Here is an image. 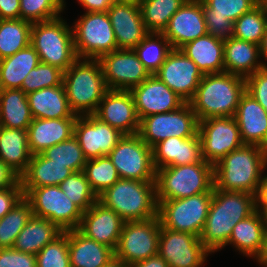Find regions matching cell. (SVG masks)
<instances>
[{
    "label": "cell",
    "instance_id": "16",
    "mask_svg": "<svg viewBox=\"0 0 267 267\" xmlns=\"http://www.w3.org/2000/svg\"><path fill=\"white\" fill-rule=\"evenodd\" d=\"M98 60L111 90H131L150 76L133 49H116Z\"/></svg>",
    "mask_w": 267,
    "mask_h": 267
},
{
    "label": "cell",
    "instance_id": "23",
    "mask_svg": "<svg viewBox=\"0 0 267 267\" xmlns=\"http://www.w3.org/2000/svg\"><path fill=\"white\" fill-rule=\"evenodd\" d=\"M124 222L115 211L97 201L83 212L78 230L86 237L115 251Z\"/></svg>",
    "mask_w": 267,
    "mask_h": 267
},
{
    "label": "cell",
    "instance_id": "37",
    "mask_svg": "<svg viewBox=\"0 0 267 267\" xmlns=\"http://www.w3.org/2000/svg\"><path fill=\"white\" fill-rule=\"evenodd\" d=\"M33 120L27 94L21 89H0V126L27 130Z\"/></svg>",
    "mask_w": 267,
    "mask_h": 267
},
{
    "label": "cell",
    "instance_id": "6",
    "mask_svg": "<svg viewBox=\"0 0 267 267\" xmlns=\"http://www.w3.org/2000/svg\"><path fill=\"white\" fill-rule=\"evenodd\" d=\"M156 199L174 200L213 192V165L198 162L156 170Z\"/></svg>",
    "mask_w": 267,
    "mask_h": 267
},
{
    "label": "cell",
    "instance_id": "35",
    "mask_svg": "<svg viewBox=\"0 0 267 267\" xmlns=\"http://www.w3.org/2000/svg\"><path fill=\"white\" fill-rule=\"evenodd\" d=\"M31 156L27 130L0 126V160L21 176Z\"/></svg>",
    "mask_w": 267,
    "mask_h": 267
},
{
    "label": "cell",
    "instance_id": "29",
    "mask_svg": "<svg viewBox=\"0 0 267 267\" xmlns=\"http://www.w3.org/2000/svg\"><path fill=\"white\" fill-rule=\"evenodd\" d=\"M223 54L224 72L244 78L267 66L264 60H260L259 45L235 37L224 41Z\"/></svg>",
    "mask_w": 267,
    "mask_h": 267
},
{
    "label": "cell",
    "instance_id": "26",
    "mask_svg": "<svg viewBox=\"0 0 267 267\" xmlns=\"http://www.w3.org/2000/svg\"><path fill=\"white\" fill-rule=\"evenodd\" d=\"M234 119L244 144L267 149V111L247 92L240 98Z\"/></svg>",
    "mask_w": 267,
    "mask_h": 267
},
{
    "label": "cell",
    "instance_id": "45",
    "mask_svg": "<svg viewBox=\"0 0 267 267\" xmlns=\"http://www.w3.org/2000/svg\"><path fill=\"white\" fill-rule=\"evenodd\" d=\"M66 197L75 203L83 212L87 211L98 196L91 189L83 171L73 172L60 185Z\"/></svg>",
    "mask_w": 267,
    "mask_h": 267
},
{
    "label": "cell",
    "instance_id": "50",
    "mask_svg": "<svg viewBox=\"0 0 267 267\" xmlns=\"http://www.w3.org/2000/svg\"><path fill=\"white\" fill-rule=\"evenodd\" d=\"M0 267H37L36 255L13 248H0Z\"/></svg>",
    "mask_w": 267,
    "mask_h": 267
},
{
    "label": "cell",
    "instance_id": "17",
    "mask_svg": "<svg viewBox=\"0 0 267 267\" xmlns=\"http://www.w3.org/2000/svg\"><path fill=\"white\" fill-rule=\"evenodd\" d=\"M186 103L193 98L203 74L181 49H172L154 74Z\"/></svg>",
    "mask_w": 267,
    "mask_h": 267
},
{
    "label": "cell",
    "instance_id": "21",
    "mask_svg": "<svg viewBox=\"0 0 267 267\" xmlns=\"http://www.w3.org/2000/svg\"><path fill=\"white\" fill-rule=\"evenodd\" d=\"M207 34L201 0H186L170 18L163 35L172 49H180L186 43Z\"/></svg>",
    "mask_w": 267,
    "mask_h": 267
},
{
    "label": "cell",
    "instance_id": "15",
    "mask_svg": "<svg viewBox=\"0 0 267 267\" xmlns=\"http://www.w3.org/2000/svg\"><path fill=\"white\" fill-rule=\"evenodd\" d=\"M158 254L169 267H203L209 254L200 237L165 228L161 224Z\"/></svg>",
    "mask_w": 267,
    "mask_h": 267
},
{
    "label": "cell",
    "instance_id": "36",
    "mask_svg": "<svg viewBox=\"0 0 267 267\" xmlns=\"http://www.w3.org/2000/svg\"><path fill=\"white\" fill-rule=\"evenodd\" d=\"M39 63V55L31 44L0 59V89H21L23 80Z\"/></svg>",
    "mask_w": 267,
    "mask_h": 267
},
{
    "label": "cell",
    "instance_id": "47",
    "mask_svg": "<svg viewBox=\"0 0 267 267\" xmlns=\"http://www.w3.org/2000/svg\"><path fill=\"white\" fill-rule=\"evenodd\" d=\"M63 74L60 68L40 62L23 80L21 90L29 94L42 88L60 86L63 84Z\"/></svg>",
    "mask_w": 267,
    "mask_h": 267
},
{
    "label": "cell",
    "instance_id": "54",
    "mask_svg": "<svg viewBox=\"0 0 267 267\" xmlns=\"http://www.w3.org/2000/svg\"><path fill=\"white\" fill-rule=\"evenodd\" d=\"M254 196L255 210L262 214L267 209V175H262Z\"/></svg>",
    "mask_w": 267,
    "mask_h": 267
},
{
    "label": "cell",
    "instance_id": "12",
    "mask_svg": "<svg viewBox=\"0 0 267 267\" xmlns=\"http://www.w3.org/2000/svg\"><path fill=\"white\" fill-rule=\"evenodd\" d=\"M108 157L121 179L155 181L153 149L138 134L124 135Z\"/></svg>",
    "mask_w": 267,
    "mask_h": 267
},
{
    "label": "cell",
    "instance_id": "8",
    "mask_svg": "<svg viewBox=\"0 0 267 267\" xmlns=\"http://www.w3.org/2000/svg\"><path fill=\"white\" fill-rule=\"evenodd\" d=\"M73 24L74 47L78 58L99 59L117 49L107 12H85Z\"/></svg>",
    "mask_w": 267,
    "mask_h": 267
},
{
    "label": "cell",
    "instance_id": "28",
    "mask_svg": "<svg viewBox=\"0 0 267 267\" xmlns=\"http://www.w3.org/2000/svg\"><path fill=\"white\" fill-rule=\"evenodd\" d=\"M71 267H103L115 258V251L83 235L78 229L68 230Z\"/></svg>",
    "mask_w": 267,
    "mask_h": 267
},
{
    "label": "cell",
    "instance_id": "49",
    "mask_svg": "<svg viewBox=\"0 0 267 267\" xmlns=\"http://www.w3.org/2000/svg\"><path fill=\"white\" fill-rule=\"evenodd\" d=\"M246 92L267 111V66L245 78Z\"/></svg>",
    "mask_w": 267,
    "mask_h": 267
},
{
    "label": "cell",
    "instance_id": "14",
    "mask_svg": "<svg viewBox=\"0 0 267 267\" xmlns=\"http://www.w3.org/2000/svg\"><path fill=\"white\" fill-rule=\"evenodd\" d=\"M198 135L203 160L213 166L244 145L234 117H211L199 121Z\"/></svg>",
    "mask_w": 267,
    "mask_h": 267
},
{
    "label": "cell",
    "instance_id": "51",
    "mask_svg": "<svg viewBox=\"0 0 267 267\" xmlns=\"http://www.w3.org/2000/svg\"><path fill=\"white\" fill-rule=\"evenodd\" d=\"M24 197L21 182L15 186L0 190V219L3 218Z\"/></svg>",
    "mask_w": 267,
    "mask_h": 267
},
{
    "label": "cell",
    "instance_id": "7",
    "mask_svg": "<svg viewBox=\"0 0 267 267\" xmlns=\"http://www.w3.org/2000/svg\"><path fill=\"white\" fill-rule=\"evenodd\" d=\"M30 44L40 62L66 71L77 59L72 26L61 16L49 21L32 23Z\"/></svg>",
    "mask_w": 267,
    "mask_h": 267
},
{
    "label": "cell",
    "instance_id": "31",
    "mask_svg": "<svg viewBox=\"0 0 267 267\" xmlns=\"http://www.w3.org/2000/svg\"><path fill=\"white\" fill-rule=\"evenodd\" d=\"M265 229L262 214L255 211L233 227L226 246L232 245L243 256L257 259L263 247Z\"/></svg>",
    "mask_w": 267,
    "mask_h": 267
},
{
    "label": "cell",
    "instance_id": "19",
    "mask_svg": "<svg viewBox=\"0 0 267 267\" xmlns=\"http://www.w3.org/2000/svg\"><path fill=\"white\" fill-rule=\"evenodd\" d=\"M94 115L124 135L138 134L140 119L130 90L109 89Z\"/></svg>",
    "mask_w": 267,
    "mask_h": 267
},
{
    "label": "cell",
    "instance_id": "59",
    "mask_svg": "<svg viewBox=\"0 0 267 267\" xmlns=\"http://www.w3.org/2000/svg\"><path fill=\"white\" fill-rule=\"evenodd\" d=\"M103 267H129V265L125 264L123 261L113 258L107 265Z\"/></svg>",
    "mask_w": 267,
    "mask_h": 267
},
{
    "label": "cell",
    "instance_id": "9",
    "mask_svg": "<svg viewBox=\"0 0 267 267\" xmlns=\"http://www.w3.org/2000/svg\"><path fill=\"white\" fill-rule=\"evenodd\" d=\"M33 216L48 219L63 232L78 229L83 211L66 197L60 186L22 188Z\"/></svg>",
    "mask_w": 267,
    "mask_h": 267
},
{
    "label": "cell",
    "instance_id": "42",
    "mask_svg": "<svg viewBox=\"0 0 267 267\" xmlns=\"http://www.w3.org/2000/svg\"><path fill=\"white\" fill-rule=\"evenodd\" d=\"M266 29L267 12L257 4L234 22L233 37L260 46Z\"/></svg>",
    "mask_w": 267,
    "mask_h": 267
},
{
    "label": "cell",
    "instance_id": "33",
    "mask_svg": "<svg viewBox=\"0 0 267 267\" xmlns=\"http://www.w3.org/2000/svg\"><path fill=\"white\" fill-rule=\"evenodd\" d=\"M73 171L67 166L52 163L41 153L31 156L27 170L20 176L22 188L60 185Z\"/></svg>",
    "mask_w": 267,
    "mask_h": 267
},
{
    "label": "cell",
    "instance_id": "41",
    "mask_svg": "<svg viewBox=\"0 0 267 267\" xmlns=\"http://www.w3.org/2000/svg\"><path fill=\"white\" fill-rule=\"evenodd\" d=\"M33 216L30 202L23 197L0 219V248H12L17 235Z\"/></svg>",
    "mask_w": 267,
    "mask_h": 267
},
{
    "label": "cell",
    "instance_id": "24",
    "mask_svg": "<svg viewBox=\"0 0 267 267\" xmlns=\"http://www.w3.org/2000/svg\"><path fill=\"white\" fill-rule=\"evenodd\" d=\"M117 42V49H134L149 33L139 3L112 4L107 10Z\"/></svg>",
    "mask_w": 267,
    "mask_h": 267
},
{
    "label": "cell",
    "instance_id": "2",
    "mask_svg": "<svg viewBox=\"0 0 267 267\" xmlns=\"http://www.w3.org/2000/svg\"><path fill=\"white\" fill-rule=\"evenodd\" d=\"M266 168L267 149L244 144L213 166L214 188L255 195Z\"/></svg>",
    "mask_w": 267,
    "mask_h": 267
},
{
    "label": "cell",
    "instance_id": "55",
    "mask_svg": "<svg viewBox=\"0 0 267 267\" xmlns=\"http://www.w3.org/2000/svg\"><path fill=\"white\" fill-rule=\"evenodd\" d=\"M86 12H107L112 5L111 0H77Z\"/></svg>",
    "mask_w": 267,
    "mask_h": 267
},
{
    "label": "cell",
    "instance_id": "3",
    "mask_svg": "<svg viewBox=\"0 0 267 267\" xmlns=\"http://www.w3.org/2000/svg\"><path fill=\"white\" fill-rule=\"evenodd\" d=\"M245 92L244 77L227 72L204 74L189 104L198 121L211 117H234Z\"/></svg>",
    "mask_w": 267,
    "mask_h": 267
},
{
    "label": "cell",
    "instance_id": "58",
    "mask_svg": "<svg viewBox=\"0 0 267 267\" xmlns=\"http://www.w3.org/2000/svg\"><path fill=\"white\" fill-rule=\"evenodd\" d=\"M260 48V57H262L265 62L267 61V29L265 35L263 36L262 42L259 46Z\"/></svg>",
    "mask_w": 267,
    "mask_h": 267
},
{
    "label": "cell",
    "instance_id": "38",
    "mask_svg": "<svg viewBox=\"0 0 267 267\" xmlns=\"http://www.w3.org/2000/svg\"><path fill=\"white\" fill-rule=\"evenodd\" d=\"M186 0H139V7L148 32L163 33L170 18Z\"/></svg>",
    "mask_w": 267,
    "mask_h": 267
},
{
    "label": "cell",
    "instance_id": "20",
    "mask_svg": "<svg viewBox=\"0 0 267 267\" xmlns=\"http://www.w3.org/2000/svg\"><path fill=\"white\" fill-rule=\"evenodd\" d=\"M130 92L133 95L139 119L179 109L185 103L155 75H150Z\"/></svg>",
    "mask_w": 267,
    "mask_h": 267
},
{
    "label": "cell",
    "instance_id": "52",
    "mask_svg": "<svg viewBox=\"0 0 267 267\" xmlns=\"http://www.w3.org/2000/svg\"><path fill=\"white\" fill-rule=\"evenodd\" d=\"M20 183V175L0 160V190L15 187Z\"/></svg>",
    "mask_w": 267,
    "mask_h": 267
},
{
    "label": "cell",
    "instance_id": "48",
    "mask_svg": "<svg viewBox=\"0 0 267 267\" xmlns=\"http://www.w3.org/2000/svg\"><path fill=\"white\" fill-rule=\"evenodd\" d=\"M37 267H71L68 246V231H64L36 254Z\"/></svg>",
    "mask_w": 267,
    "mask_h": 267
},
{
    "label": "cell",
    "instance_id": "62",
    "mask_svg": "<svg viewBox=\"0 0 267 267\" xmlns=\"http://www.w3.org/2000/svg\"><path fill=\"white\" fill-rule=\"evenodd\" d=\"M265 227L267 228V209L262 213Z\"/></svg>",
    "mask_w": 267,
    "mask_h": 267
},
{
    "label": "cell",
    "instance_id": "44",
    "mask_svg": "<svg viewBox=\"0 0 267 267\" xmlns=\"http://www.w3.org/2000/svg\"><path fill=\"white\" fill-rule=\"evenodd\" d=\"M41 154L45 158L52 160V163L63 164L73 172L83 171L87 162L83 150L74 135L66 141L45 149Z\"/></svg>",
    "mask_w": 267,
    "mask_h": 267
},
{
    "label": "cell",
    "instance_id": "39",
    "mask_svg": "<svg viewBox=\"0 0 267 267\" xmlns=\"http://www.w3.org/2000/svg\"><path fill=\"white\" fill-rule=\"evenodd\" d=\"M32 23L22 19L0 20V59L14 55L30 44Z\"/></svg>",
    "mask_w": 267,
    "mask_h": 267
},
{
    "label": "cell",
    "instance_id": "30",
    "mask_svg": "<svg viewBox=\"0 0 267 267\" xmlns=\"http://www.w3.org/2000/svg\"><path fill=\"white\" fill-rule=\"evenodd\" d=\"M33 119L77 118L70 109L63 84L27 94Z\"/></svg>",
    "mask_w": 267,
    "mask_h": 267
},
{
    "label": "cell",
    "instance_id": "4",
    "mask_svg": "<svg viewBox=\"0 0 267 267\" xmlns=\"http://www.w3.org/2000/svg\"><path fill=\"white\" fill-rule=\"evenodd\" d=\"M70 109L78 116L94 114L109 90L98 59L78 58L63 74Z\"/></svg>",
    "mask_w": 267,
    "mask_h": 267
},
{
    "label": "cell",
    "instance_id": "13",
    "mask_svg": "<svg viewBox=\"0 0 267 267\" xmlns=\"http://www.w3.org/2000/svg\"><path fill=\"white\" fill-rule=\"evenodd\" d=\"M160 229L158 216L145 221H125L115 258L131 265L158 254Z\"/></svg>",
    "mask_w": 267,
    "mask_h": 267
},
{
    "label": "cell",
    "instance_id": "32",
    "mask_svg": "<svg viewBox=\"0 0 267 267\" xmlns=\"http://www.w3.org/2000/svg\"><path fill=\"white\" fill-rule=\"evenodd\" d=\"M202 74L224 72V41L206 34L180 48Z\"/></svg>",
    "mask_w": 267,
    "mask_h": 267
},
{
    "label": "cell",
    "instance_id": "61",
    "mask_svg": "<svg viewBox=\"0 0 267 267\" xmlns=\"http://www.w3.org/2000/svg\"><path fill=\"white\" fill-rule=\"evenodd\" d=\"M257 4L267 12V0H257Z\"/></svg>",
    "mask_w": 267,
    "mask_h": 267
},
{
    "label": "cell",
    "instance_id": "46",
    "mask_svg": "<svg viewBox=\"0 0 267 267\" xmlns=\"http://www.w3.org/2000/svg\"><path fill=\"white\" fill-rule=\"evenodd\" d=\"M65 0H20V19L30 23L49 21L60 17Z\"/></svg>",
    "mask_w": 267,
    "mask_h": 267
},
{
    "label": "cell",
    "instance_id": "43",
    "mask_svg": "<svg viewBox=\"0 0 267 267\" xmlns=\"http://www.w3.org/2000/svg\"><path fill=\"white\" fill-rule=\"evenodd\" d=\"M83 172L97 196L120 179L108 155L87 160Z\"/></svg>",
    "mask_w": 267,
    "mask_h": 267
},
{
    "label": "cell",
    "instance_id": "18",
    "mask_svg": "<svg viewBox=\"0 0 267 267\" xmlns=\"http://www.w3.org/2000/svg\"><path fill=\"white\" fill-rule=\"evenodd\" d=\"M123 136L94 114L77 116L75 121L74 137L87 160L108 155Z\"/></svg>",
    "mask_w": 267,
    "mask_h": 267
},
{
    "label": "cell",
    "instance_id": "10",
    "mask_svg": "<svg viewBox=\"0 0 267 267\" xmlns=\"http://www.w3.org/2000/svg\"><path fill=\"white\" fill-rule=\"evenodd\" d=\"M213 192L194 196L157 200L158 217L165 228L200 237L204 229Z\"/></svg>",
    "mask_w": 267,
    "mask_h": 267
},
{
    "label": "cell",
    "instance_id": "11",
    "mask_svg": "<svg viewBox=\"0 0 267 267\" xmlns=\"http://www.w3.org/2000/svg\"><path fill=\"white\" fill-rule=\"evenodd\" d=\"M199 121L189 103L179 109L140 119L138 135L151 148L169 137L191 138L198 133Z\"/></svg>",
    "mask_w": 267,
    "mask_h": 267
},
{
    "label": "cell",
    "instance_id": "34",
    "mask_svg": "<svg viewBox=\"0 0 267 267\" xmlns=\"http://www.w3.org/2000/svg\"><path fill=\"white\" fill-rule=\"evenodd\" d=\"M63 231L48 219L32 216L15 239L13 249L36 255Z\"/></svg>",
    "mask_w": 267,
    "mask_h": 267
},
{
    "label": "cell",
    "instance_id": "25",
    "mask_svg": "<svg viewBox=\"0 0 267 267\" xmlns=\"http://www.w3.org/2000/svg\"><path fill=\"white\" fill-rule=\"evenodd\" d=\"M152 149L156 170L168 166L206 162L202 157L198 133L191 138L169 137L157 143Z\"/></svg>",
    "mask_w": 267,
    "mask_h": 267
},
{
    "label": "cell",
    "instance_id": "5",
    "mask_svg": "<svg viewBox=\"0 0 267 267\" xmlns=\"http://www.w3.org/2000/svg\"><path fill=\"white\" fill-rule=\"evenodd\" d=\"M98 202L124 221H145L158 216L155 181L120 178L98 195Z\"/></svg>",
    "mask_w": 267,
    "mask_h": 267
},
{
    "label": "cell",
    "instance_id": "40",
    "mask_svg": "<svg viewBox=\"0 0 267 267\" xmlns=\"http://www.w3.org/2000/svg\"><path fill=\"white\" fill-rule=\"evenodd\" d=\"M150 75H154L172 50L163 33L149 32L133 49Z\"/></svg>",
    "mask_w": 267,
    "mask_h": 267
},
{
    "label": "cell",
    "instance_id": "56",
    "mask_svg": "<svg viewBox=\"0 0 267 267\" xmlns=\"http://www.w3.org/2000/svg\"><path fill=\"white\" fill-rule=\"evenodd\" d=\"M129 267H169V264L159 254H156L145 260L133 263Z\"/></svg>",
    "mask_w": 267,
    "mask_h": 267
},
{
    "label": "cell",
    "instance_id": "1",
    "mask_svg": "<svg viewBox=\"0 0 267 267\" xmlns=\"http://www.w3.org/2000/svg\"><path fill=\"white\" fill-rule=\"evenodd\" d=\"M255 196L213 187L212 200L200 240L211 252L225 248L233 227L255 212Z\"/></svg>",
    "mask_w": 267,
    "mask_h": 267
},
{
    "label": "cell",
    "instance_id": "57",
    "mask_svg": "<svg viewBox=\"0 0 267 267\" xmlns=\"http://www.w3.org/2000/svg\"><path fill=\"white\" fill-rule=\"evenodd\" d=\"M256 261L261 266L267 267V228L265 229L263 247Z\"/></svg>",
    "mask_w": 267,
    "mask_h": 267
},
{
    "label": "cell",
    "instance_id": "22",
    "mask_svg": "<svg viewBox=\"0 0 267 267\" xmlns=\"http://www.w3.org/2000/svg\"><path fill=\"white\" fill-rule=\"evenodd\" d=\"M207 34L222 41L233 37L234 22L257 5V0H201Z\"/></svg>",
    "mask_w": 267,
    "mask_h": 267
},
{
    "label": "cell",
    "instance_id": "53",
    "mask_svg": "<svg viewBox=\"0 0 267 267\" xmlns=\"http://www.w3.org/2000/svg\"><path fill=\"white\" fill-rule=\"evenodd\" d=\"M20 0H0V19H19Z\"/></svg>",
    "mask_w": 267,
    "mask_h": 267
},
{
    "label": "cell",
    "instance_id": "27",
    "mask_svg": "<svg viewBox=\"0 0 267 267\" xmlns=\"http://www.w3.org/2000/svg\"><path fill=\"white\" fill-rule=\"evenodd\" d=\"M77 118L33 119L27 129L28 143L32 155L70 139L74 135Z\"/></svg>",
    "mask_w": 267,
    "mask_h": 267
},
{
    "label": "cell",
    "instance_id": "60",
    "mask_svg": "<svg viewBox=\"0 0 267 267\" xmlns=\"http://www.w3.org/2000/svg\"><path fill=\"white\" fill-rule=\"evenodd\" d=\"M112 4H131V3H138L139 0H111Z\"/></svg>",
    "mask_w": 267,
    "mask_h": 267
}]
</instances>
